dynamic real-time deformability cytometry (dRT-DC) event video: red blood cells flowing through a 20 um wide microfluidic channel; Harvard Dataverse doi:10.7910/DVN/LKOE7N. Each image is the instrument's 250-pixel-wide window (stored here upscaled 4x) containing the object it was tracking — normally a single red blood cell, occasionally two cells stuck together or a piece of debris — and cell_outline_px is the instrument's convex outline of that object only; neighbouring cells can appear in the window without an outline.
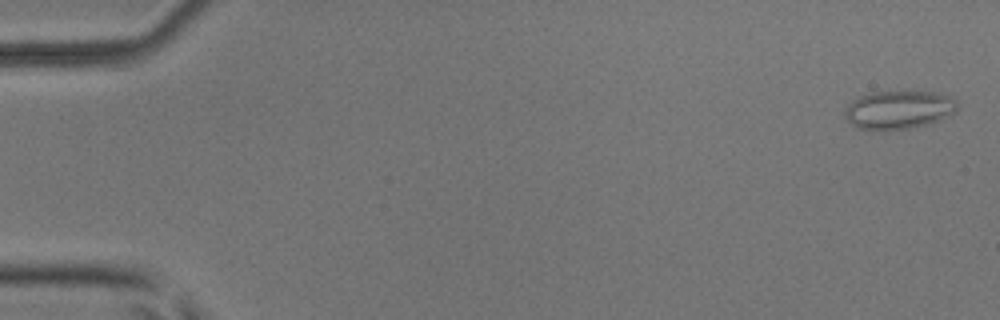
{"species": "common noctule bat (a hibernating species)", "species_latin": "Nyctalus noctula", "temperature_condition": "room temperature", "stored_images_in_passage": 53, "camera_frame_rate_fps": 3000, "um_per_image_px": 0.085, "animal": {"sex": "male", "body_mass_g": 17.9, "forearm_length_mm": 54.2}, "frame": {"image": 1, "passage_image": 2, "time_ms": 0.333, "image_size_px": [1000, 320], "cell_outline_px": [[956, 112], [928, 124], [912, 128], [884, 132], [856, 128], [844, 116], [844, 108], [856, 96], [872, 92], [904, 88], [936, 92], [948, 96], [956, 100]], "centroid_in_image_um": [76.34, 9.3], "position_along_channel_um": 8.7, "area_um2": 26.47}}
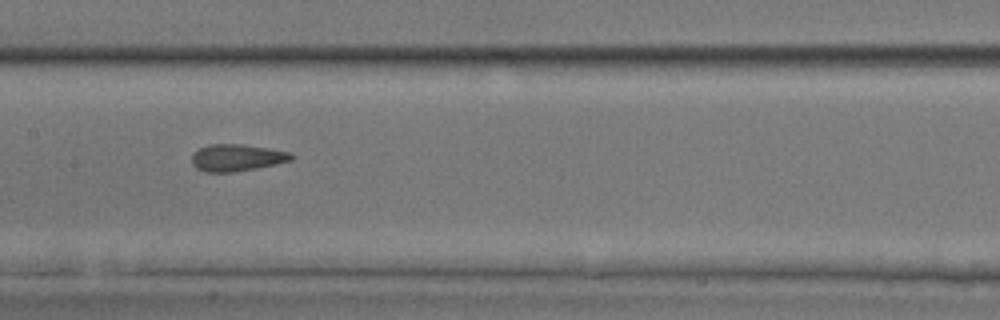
{"frame": {"image": 2, "passage_image": 27, "time_ms": 8.667, "image_size_px": [1000, 320], "cell_outline_px": [[296, 156], [292, 160], [276, 164], [256, 168], [232, 172], [204, 172], [196, 168], [192, 164], [192, 156], [200, 148], [208, 144], [244, 144], [268, 148], [288, 152]], "centroid_in_image_um": [20.13, 13.4], "position_along_channel_um": 187.3, "area_um2": 15.61}}
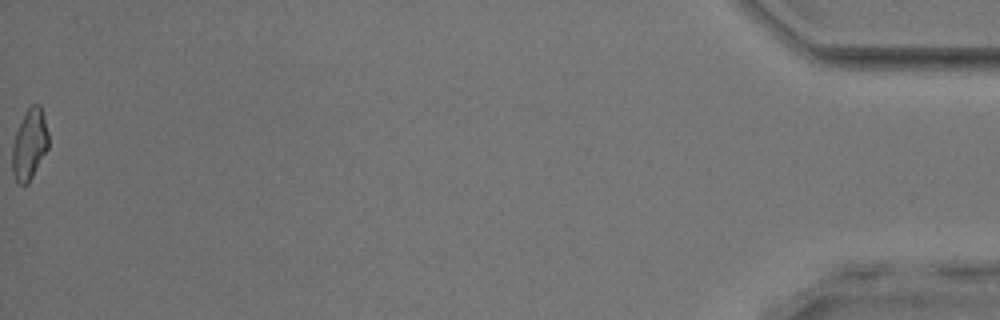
{"frame": {"image": 3, "passage_image": 53, "time_ms": 17.333, "image_size_px": [1000, 320], "cell_outline_px": [[48, 148], [28, 184], [20, 184], [16, 180], [12, 172], [12, 144], [16, 132], [28, 108], [32, 104], [40, 104], [44, 116], [48, 132]], "centroid_in_image_um": [2.51, 12.28], "position_along_channel_um": 432.7, "area_um2": 14.74}, "authors_computed_cell_mechanics": {"area_um2": 15.7794, "velocity_mm_per_s": 3.9797, "shape_relaxation_time_tau1_ms": 6.598, "shape_relaxation_time_tau2_ms": 1.4988, "deformation_change_tau1": 0.1282, "deformation_change_tau2": 0.0888}}